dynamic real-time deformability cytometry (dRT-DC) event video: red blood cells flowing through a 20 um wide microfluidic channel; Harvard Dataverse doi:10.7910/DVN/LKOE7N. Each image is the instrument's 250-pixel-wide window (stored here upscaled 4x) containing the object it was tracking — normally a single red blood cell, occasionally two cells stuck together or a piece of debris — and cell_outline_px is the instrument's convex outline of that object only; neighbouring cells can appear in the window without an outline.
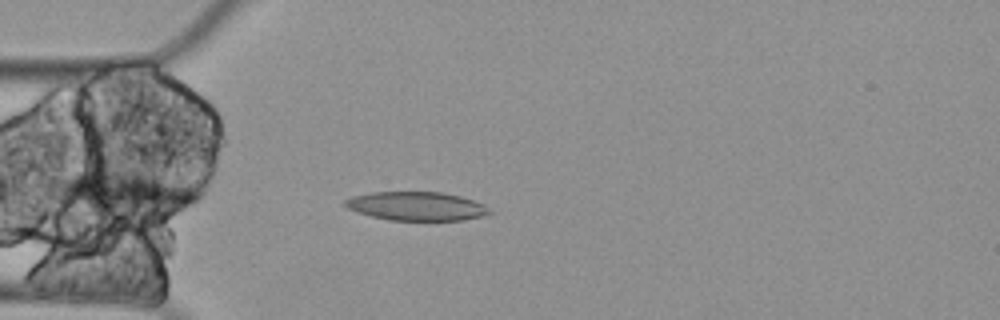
{"species": "Egyptian fruit bat (a non-hibernating species)", "species_latin": "Rousettus aegyptiacus", "temperature_condition": "cold", "stored_images_in_passage": 43, "camera_frame_rate_fps": 3000, "um_per_image_px": 0.085, "animal": {"sex": "female"}, "frame": {"image": 1, "passage_image": 2, "time_ms": 0.333, "image_size_px": [1000, 320], "cell_outline_px": [[492, 212], [480, 216], [464, 220], [388, 220], [372, 216], [348, 208], [344, 204], [344, 200], [352, 196], [372, 192], [440, 192], [460, 196], [484, 204]], "centroid_in_image_um": [35.39, 17.52], "position_along_channel_um": 49.6, "area_um2": 23.93}}
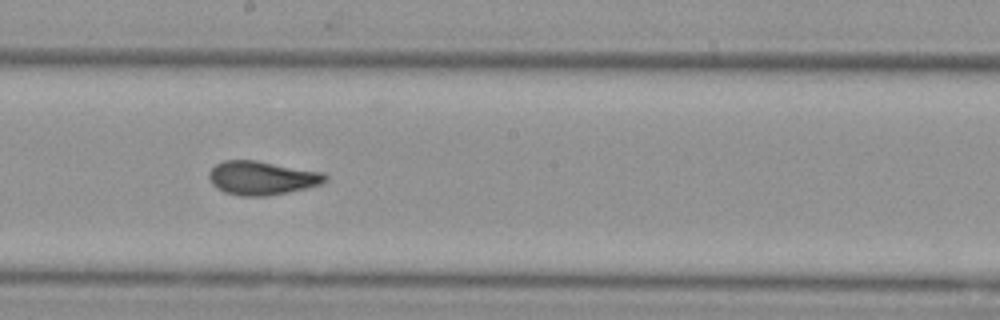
{"frame": {"image": 2, "passage_image": 18, "time_ms": 5.667, "image_size_px": [1000, 320], "cell_outline_px": [[328, 180], [320, 184], [288, 192], [264, 196], [240, 196], [224, 192], [216, 188], [212, 184], [208, 176], [208, 172], [216, 164], [224, 160], [256, 160], [324, 172], [328, 176]], "centroid_in_image_um": [22.25, 15.12], "position_along_channel_um": 225.9, "area_um2": 22.95}}
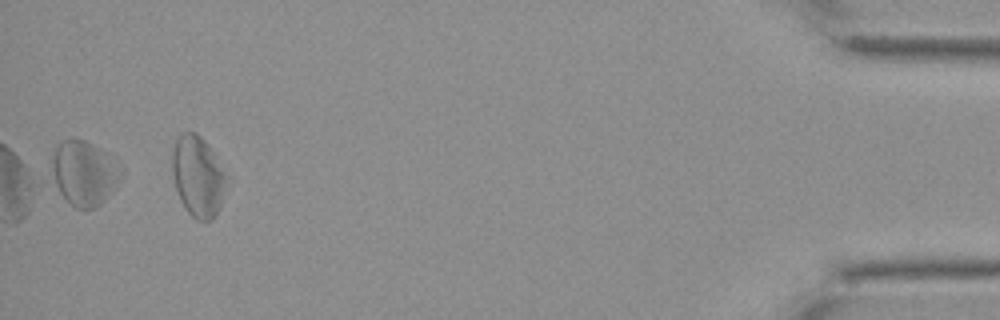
{"frame": {"image": 3, "passage_image": 42, "time_ms": 13.667, "image_size_px": [1000, 320], "cell_outline_px": [[124, 176], [104, 200], [100, 204], [92, 208], [76, 208], [60, 192], [56, 184], [52, 164], [52, 156], [56, 144], [60, 140], [84, 140], [100, 148], [124, 168]], "centroid_in_image_um": [7.2, 14.69], "position_along_channel_um": 428.0, "area_um2": 25.78}, "authors_computed_cell_mechanics": {"area_um2": 22.9466, "velocity_mm_per_s": 3.3133, "shape_relaxation_time_tau1_ms": null, "shape_relaxation_time_tau2_ms": 5.5403, "deformation_change_tau1": null, "deformation_change_tau2": 0.0967}}